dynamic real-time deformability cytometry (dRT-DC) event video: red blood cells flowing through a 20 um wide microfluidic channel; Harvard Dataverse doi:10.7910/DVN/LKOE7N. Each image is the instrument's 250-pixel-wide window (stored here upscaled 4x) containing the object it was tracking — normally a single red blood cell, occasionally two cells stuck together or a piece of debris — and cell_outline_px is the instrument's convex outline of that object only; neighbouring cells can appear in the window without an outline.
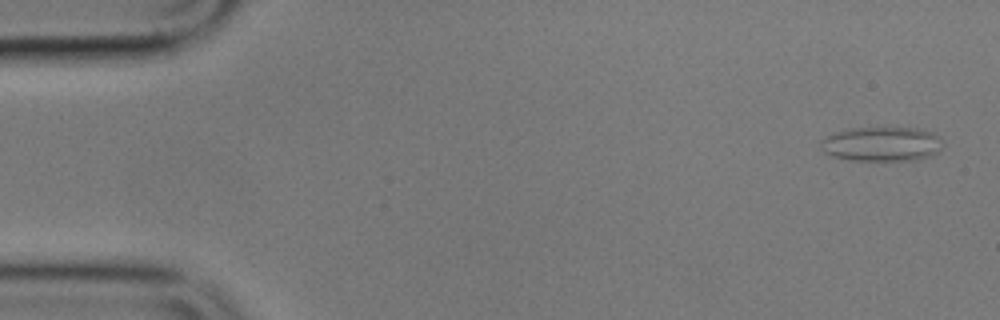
{"species": "common noctule bat (a hibernating species)", "species_latin": "Nyctalus noctula", "temperature_condition": "cold", "stored_images_in_passage": 6, "camera_frame_rate_fps": 3000, "um_per_image_px": 0.085, "animal": {"sex": "male", "body_mass_g": 17.9}, "frame": {"image": 1, "passage_image": 1, "time_ms": 0.0, "image_size_px": [1000, 320], "cell_outline_px": [[944, 144], [932, 156], [916, 160], [852, 160], [832, 156], [824, 152], [820, 148], [820, 140], [832, 132], [848, 128], [916, 128], [932, 132]], "centroid_in_image_um": [74.9, 12.24], "position_along_channel_um": 10.1, "area_um2": 24.62}}
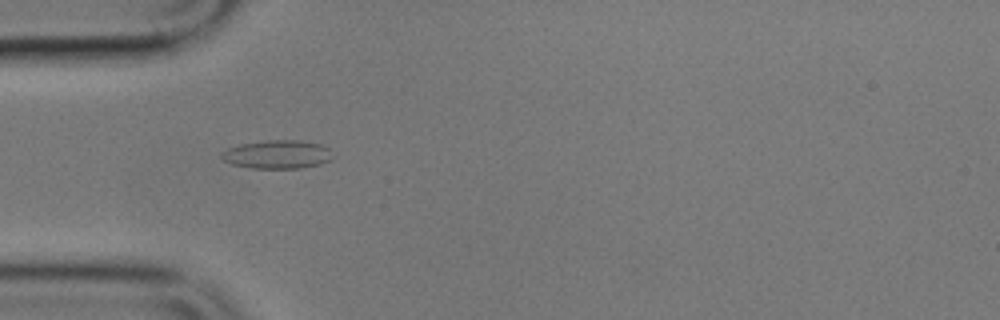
{"frame": {"image": 2, "passage_image": 5, "time_ms": 5.0, "image_size_px": [1000, 320], "cell_outline_px": [[336, 156], [332, 160], [320, 164], [300, 168], [252, 168], [232, 164], [224, 160], [220, 156], [220, 152], [228, 148], [240, 144], [268, 140], [300, 140], [320, 144], [328, 148]], "centroid_in_image_um": [23.61, 13.12], "position_along_channel_um": 61.4, "area_um2": 18.61}}